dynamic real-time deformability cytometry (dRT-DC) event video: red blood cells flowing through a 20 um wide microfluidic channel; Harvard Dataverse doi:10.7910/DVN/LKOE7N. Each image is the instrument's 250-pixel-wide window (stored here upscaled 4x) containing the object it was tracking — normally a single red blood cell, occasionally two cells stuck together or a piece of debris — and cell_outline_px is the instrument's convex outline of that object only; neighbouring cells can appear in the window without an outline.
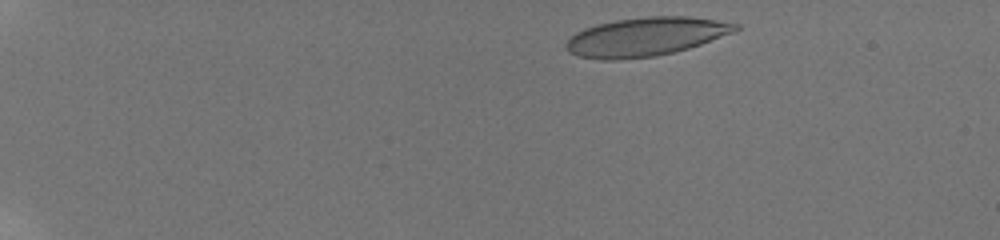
{"species": "human", "species_latin": "Homo sapiens", "temperature_condition": "room temperature", "stored_images_in_passage": 19, "camera_frame_rate_fps": 3000, "um_per_image_px": 0.085, "donor": {"sex": "male"}, "frame": {"image": 1, "passage_image": 2, "time_ms": 0.667, "image_size_px": [1000, 240], "cell_outline_px": [[740, 28], [732, 32], [700, 44], [688, 48], [656, 56], [620, 60], [604, 60], [576, 56], [568, 52], [564, 44], [576, 32], [584, 28], [596, 24], [616, 20], [648, 16], [684, 16], [716, 20], [740, 24]], "centroid_in_image_um": [54.83, 3.13], "position_along_channel_um": 30.2, "area_um2": 38.03}}
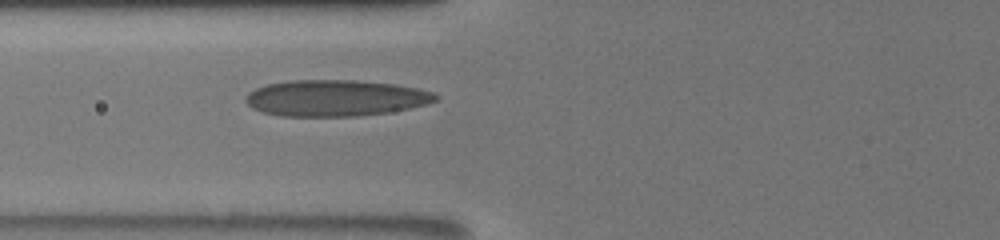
{"frame": {"image": 2, "passage_image": 14, "time_ms": 5.667, "image_size_px": [1000, 240], "cell_outline_px": [[440, 96], [436, 100], [428, 104], [388, 112], [356, 116], [280, 116], [264, 112], [252, 108], [244, 100], [244, 96], [248, 92], [256, 88], [268, 84], [288, 80], [356, 80], [396, 84], [416, 88], [432, 92]], "centroid_in_image_um": [28.49, 8.33], "position_along_channel_um": 97.3, "area_um2": 40.23}}
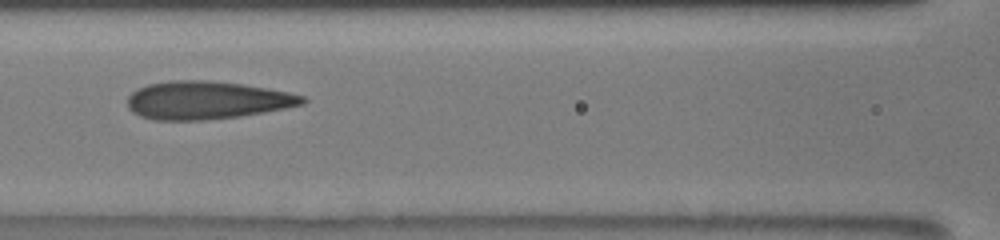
{"frame": {"image": 3, "passage_image": 17, "time_ms": 7.0, "image_size_px": [1000, 240], "cell_outline_px": [[308, 100], [304, 104], [264, 112], [240, 116], [204, 120], [152, 120], [140, 116], [132, 112], [128, 108], [128, 96], [136, 88], [148, 84], [172, 80], [208, 80], [244, 84], [268, 88], [288, 92], [304, 96]], "centroid_in_image_um": [17.56, 8.51], "position_along_channel_um": 149.0, "area_um2": 38.96}}